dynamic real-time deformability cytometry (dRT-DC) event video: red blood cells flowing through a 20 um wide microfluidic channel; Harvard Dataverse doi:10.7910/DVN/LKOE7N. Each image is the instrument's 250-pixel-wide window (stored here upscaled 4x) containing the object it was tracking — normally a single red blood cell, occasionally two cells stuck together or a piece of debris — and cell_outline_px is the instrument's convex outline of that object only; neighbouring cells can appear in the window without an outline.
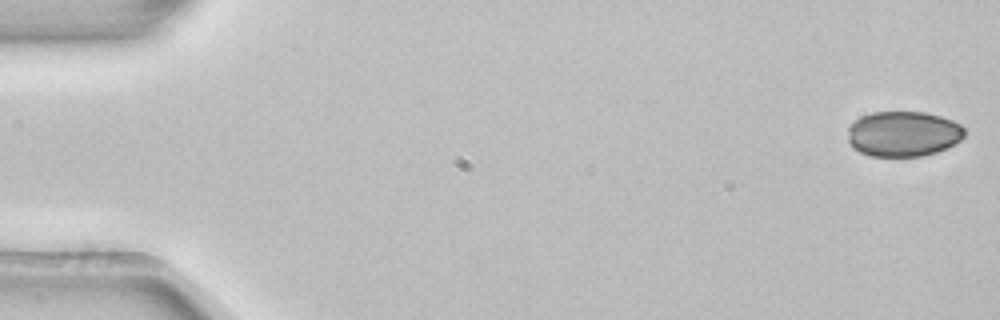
{"species": "common noctule bat (a hibernating species)", "species_latin": "Nyctalus noctula", "temperature_condition": "room temperature", "stored_images_in_passage": 4, "camera_frame_rate_fps": 3000, "um_per_image_px": 0.085, "animal": {"sex": "female", "body_mass_g": 22.7, "forearm_length_mm": 54.2}, "frame": {"image": 1, "passage_image": 1, "time_ms": 0.0, "image_size_px": [1000, 320], "cell_outline_px": [[964, 136], [960, 140], [948, 148], [936, 152], [920, 156], [868, 156], [852, 148], [848, 140], [848, 128], [860, 116], [872, 112], [924, 112], [940, 116], [952, 120], [960, 124], [964, 128]], "centroid_in_image_um": [76.77, 11.38], "position_along_channel_um": 8.2, "area_um2": 30.98}}